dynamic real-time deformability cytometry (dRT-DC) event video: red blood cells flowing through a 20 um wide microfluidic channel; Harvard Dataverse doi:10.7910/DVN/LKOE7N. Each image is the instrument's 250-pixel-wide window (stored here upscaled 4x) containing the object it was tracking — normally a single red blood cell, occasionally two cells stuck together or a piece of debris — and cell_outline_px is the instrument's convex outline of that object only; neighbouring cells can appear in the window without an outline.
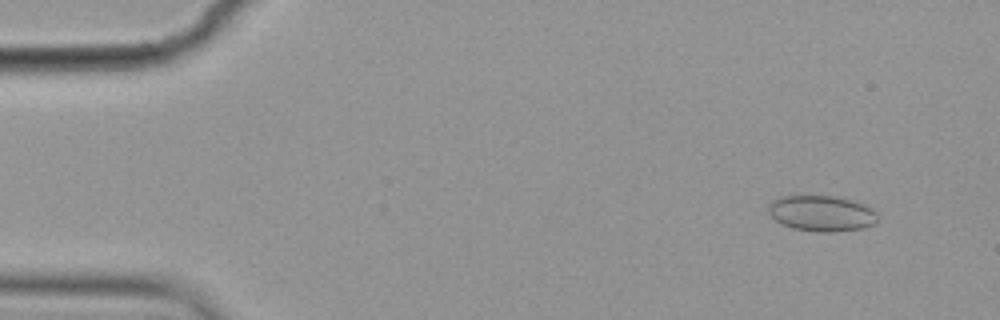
{"species": "common noctule bat (a hibernating species)", "species_latin": "Nyctalus noctula", "temperature_condition": "cold", "stored_images_in_passage": 23, "camera_frame_rate_fps": 3000, "um_per_image_px": 0.085, "animal": {"sex": "female", "body_mass_g": 19.9}, "frame": {"image": 1, "passage_image": 4, "time_ms": 1.0, "image_size_px": [1000, 320], "cell_outline_px": [[876, 224], [864, 228], [832, 232], [820, 232], [792, 228], [776, 220], [768, 212], [768, 204], [772, 200], [780, 196], [836, 196], [852, 200], [864, 204], [872, 208], [876, 212]], "centroid_in_image_um": [69.85, 18.13], "position_along_channel_um": 15.2, "area_um2": 22.83}}
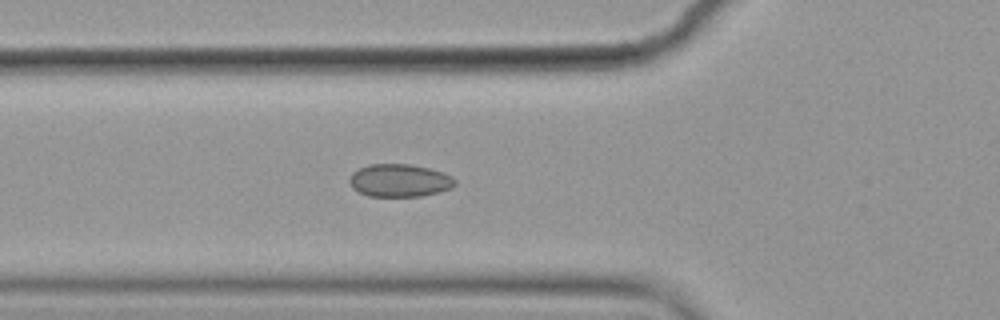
{"frame": {"image": 2, "passage_image": 19, "time_ms": 6.0, "image_size_px": [1000, 320], "cell_outline_px": [[456, 184], [452, 188], [440, 192], [420, 196], [368, 196], [352, 188], [348, 180], [352, 172], [368, 164], [412, 164], [444, 172], [452, 176], [456, 180]], "centroid_in_image_um": [33.98, 15.33], "position_along_channel_um": 91.8, "area_um2": 20.35}}
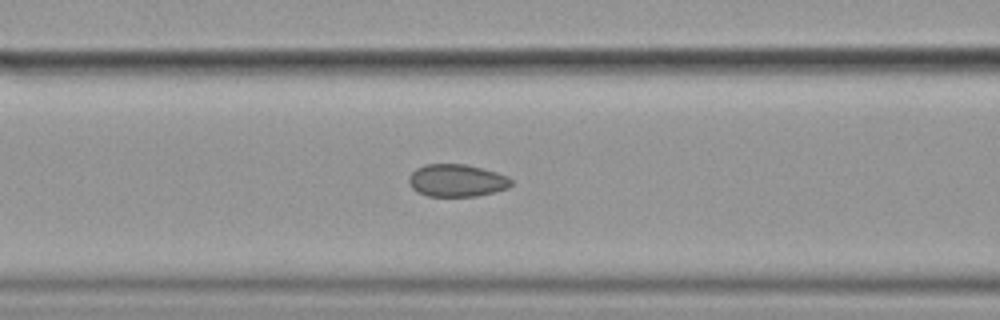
{"frame": {"image": 3, "passage_image": 22, "time_ms": 7.0, "image_size_px": [1000, 320], "cell_outline_px": [[512, 184], [508, 188], [476, 196], [428, 196], [416, 192], [408, 184], [408, 176], [416, 168], [424, 164], [464, 164], [496, 172], [508, 176], [512, 180]], "centroid_in_image_um": [38.78, 15.34], "position_along_channel_um": 127.8, "area_um2": 19.42}}